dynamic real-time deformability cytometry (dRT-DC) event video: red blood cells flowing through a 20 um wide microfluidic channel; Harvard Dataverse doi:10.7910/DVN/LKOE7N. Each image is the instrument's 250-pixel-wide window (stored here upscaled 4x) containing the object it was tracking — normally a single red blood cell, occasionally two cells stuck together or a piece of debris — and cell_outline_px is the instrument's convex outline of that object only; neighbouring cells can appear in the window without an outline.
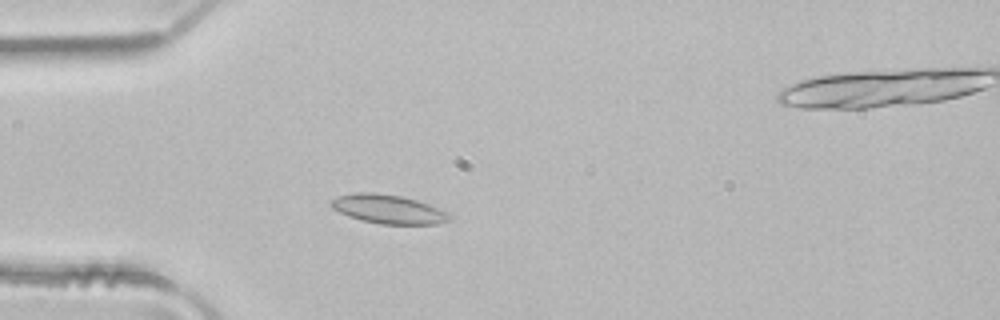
{"species": "common noctule bat (a hibernating species)", "species_latin": "Nyctalus noctula", "temperature_condition": "room temperature", "stored_images_in_passage": 3, "camera_frame_rate_fps": 3000, "um_per_image_px": 0.085, "animal": {"sex": "male", "body_mass_g": 21.5, "forearm_length_mm": 52.0}, "frame": {"image": 1, "passage_image": 2, "time_ms": 0.333, "image_size_px": [1000, 320], "cell_outline_px": [[452, 220], [436, 224], [380, 224], [360, 220], [348, 216], [332, 208], [328, 204], [328, 200], [336, 196], [356, 192], [372, 192], [400, 196], [416, 200], [428, 204], [448, 212], [452, 216]], "centroid_in_image_um": [32.96, 17.78], "position_along_channel_um": 52.0, "area_um2": 20.17}}